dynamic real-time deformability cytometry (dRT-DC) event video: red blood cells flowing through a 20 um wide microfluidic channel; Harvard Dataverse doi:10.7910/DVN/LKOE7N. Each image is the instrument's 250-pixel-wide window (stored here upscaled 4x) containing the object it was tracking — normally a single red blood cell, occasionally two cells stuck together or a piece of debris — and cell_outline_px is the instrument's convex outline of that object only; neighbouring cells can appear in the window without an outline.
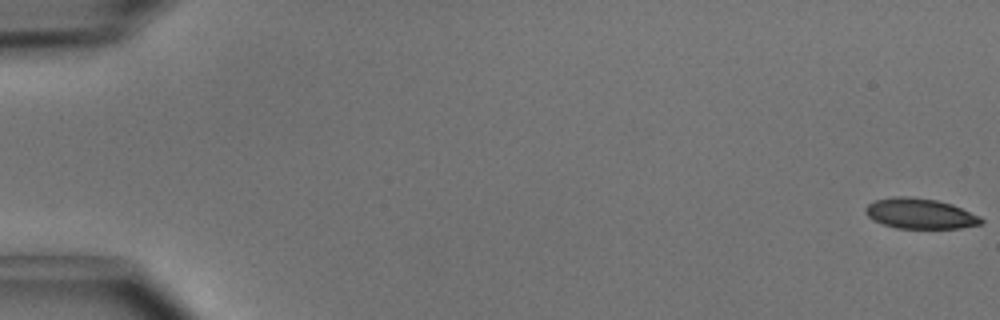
{"species": "common noctule bat (a hibernating species)", "species_latin": "Nyctalus noctula", "temperature_condition": "cold", "stored_images_in_passage": 50, "camera_frame_rate_fps": 3000, "um_per_image_px": 0.085, "animal": {"sex": "male", "body_mass_g": 15.6}, "frame": {"image": 1, "passage_image": 1, "time_ms": 0.0, "image_size_px": [1000, 320], "cell_outline_px": [[984, 220], [980, 224], [960, 228], [896, 228], [872, 220], [864, 212], [864, 208], [868, 204], [876, 200], [892, 196], [908, 196], [936, 200], [952, 204], [980, 216]], "centroid_in_image_um": [78.18, 18.15], "position_along_channel_um": 6.8, "area_um2": 20.46}}
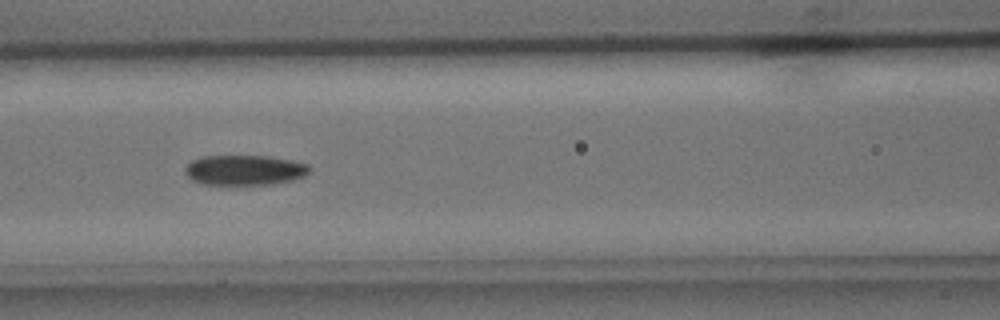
{"frame": {"image": 2, "passage_image": 23, "time_ms": 7.333, "image_size_px": [1000, 320], "cell_outline_px": [[312, 168], [304, 176], [292, 180], [272, 184], [200, 184], [192, 180], [184, 172], [184, 168], [192, 160], [204, 156], [268, 156], [292, 160], [308, 164]], "centroid_in_image_um": [20.79, 14.45], "position_along_channel_um": 145.8, "area_um2": 21.85}}
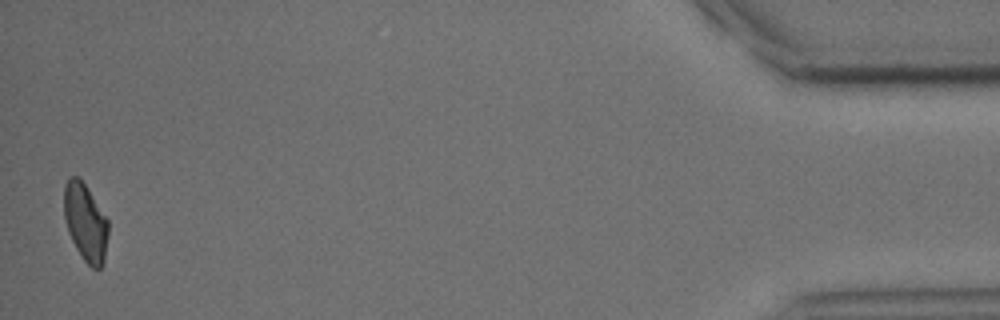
{"frame": {"image": 3, "passage_image": 50, "time_ms": 16.333, "image_size_px": [1000, 320], "cell_outline_px": [[108, 236], [104, 264], [100, 268], [92, 268], [84, 260], [76, 248], [68, 232], [64, 216], [64, 184], [68, 176], [80, 176], [88, 188], [108, 220]], "centroid_in_image_um": [7.26, 18.87], "position_along_channel_um": 427.9, "area_um2": 20.23}, "authors_computed_cell_mechanics": {"area_um2": 21.386, "velocity_mm_per_s": 4.0638, "shape_relaxation_time_tau1_ms": 3.9905, "shape_relaxation_time_tau2_ms": 4.192, "deformation_change_tau1": 0.1121, "deformation_change_tau2": 0.1051}}